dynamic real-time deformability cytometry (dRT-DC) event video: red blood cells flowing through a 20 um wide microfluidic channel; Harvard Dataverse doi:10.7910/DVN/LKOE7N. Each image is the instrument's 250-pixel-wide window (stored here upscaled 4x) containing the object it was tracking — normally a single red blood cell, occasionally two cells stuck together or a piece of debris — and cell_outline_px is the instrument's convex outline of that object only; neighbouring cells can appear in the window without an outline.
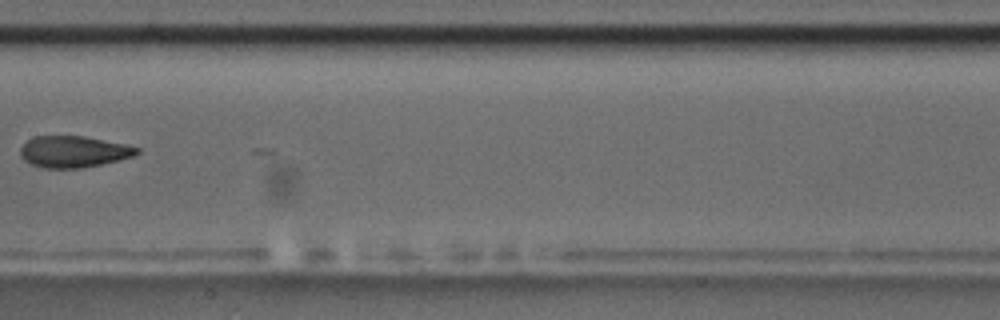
{"species": "common noctule bat (a hibernating species)", "species_latin": "Nyctalus noctula", "temperature_condition": "room temperature", "stored_images_in_passage": 9, "camera_frame_rate_fps": 3000, "um_per_image_px": 0.085, "animal": {"sex": "male", "body_mass_g": 17.5, "forearm_length_mm": 52.3}, "frame": {"image": 1, "passage_image": 9, "time_ms": 9.333, "image_size_px": [1000, 320], "cell_outline_px": [[140, 152], [132, 156], [100, 164], [80, 168], [44, 168], [32, 164], [24, 160], [20, 156], [20, 148], [32, 136], [84, 136], [124, 144], [140, 148]], "centroid_in_image_um": [6.22, 12.88], "position_along_channel_um": 201.2, "area_um2": 21.15}}